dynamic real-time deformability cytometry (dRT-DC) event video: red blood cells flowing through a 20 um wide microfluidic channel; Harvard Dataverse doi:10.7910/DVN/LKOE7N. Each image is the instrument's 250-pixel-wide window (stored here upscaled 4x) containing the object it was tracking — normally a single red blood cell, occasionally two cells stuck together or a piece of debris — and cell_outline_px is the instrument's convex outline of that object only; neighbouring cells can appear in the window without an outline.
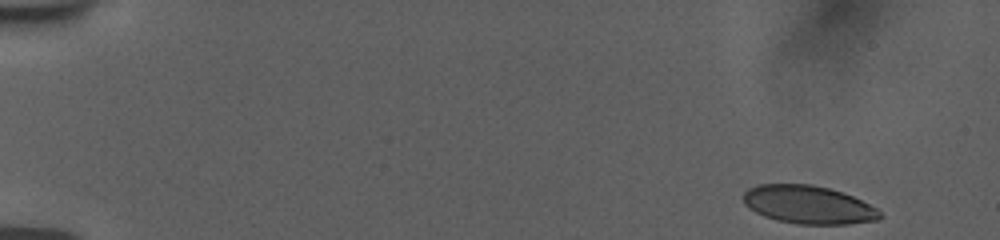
{"species": "human", "species_latin": "Homo sapiens", "temperature_condition": "room temperature", "stored_images_in_passage": 52, "camera_frame_rate_fps": 3000, "um_per_image_px": 0.085, "donor": {"sex": "female"}, "frame": {"image": 1, "passage_image": 1, "time_ms": 0.0, "image_size_px": [1000, 240], "cell_outline_px": [[884, 216], [880, 220], [848, 224], [796, 224], [764, 216], [756, 212], [744, 204], [744, 192], [748, 188], [756, 184], [812, 184], [828, 188], [852, 196], [876, 208]], "centroid_in_image_um": [68.72, 17.4], "position_along_channel_um": 16.3, "area_um2": 30.29}}
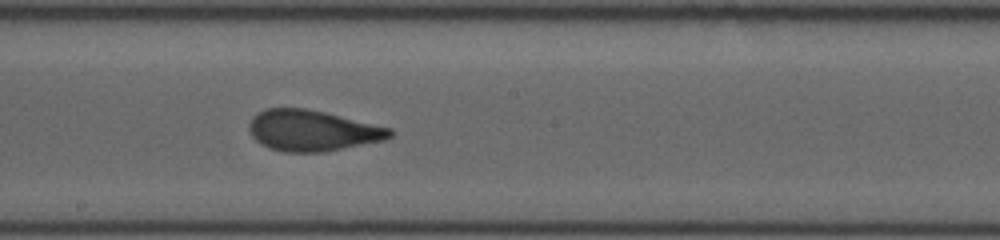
{"frame": {"image": 2, "passage_image": 29, "time_ms": 9.333, "image_size_px": [1000, 240], "cell_outline_px": [[392, 136], [384, 140], [320, 152], [284, 152], [268, 148], [260, 144], [252, 136], [248, 128], [248, 124], [252, 116], [264, 108], [304, 108], [324, 112], [392, 128]], "centroid_in_image_um": [26.49, 11.09], "position_along_channel_um": 221.7, "area_um2": 33.47}}
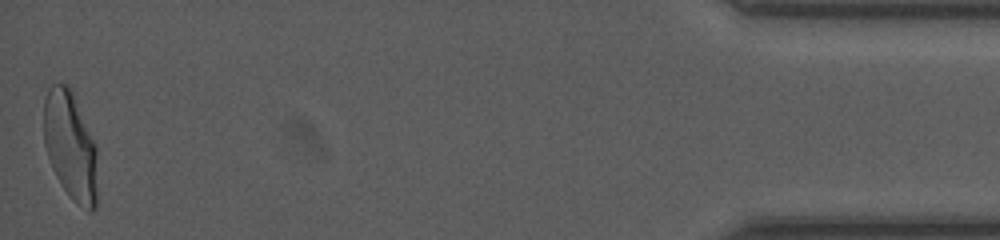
{"frame": {"image": 3, "passage_image": 52, "time_ms": 17.0, "image_size_px": [1000, 240], "cell_outline_px": [[96, 208], [92, 212], [88, 212], [68, 196], [56, 176], [52, 168], [44, 144], [44, 100], [48, 88], [52, 84], [68, 84], [72, 88], [96, 148]], "centroid_in_image_um": [5.97, 12.39], "position_along_channel_um": 429.2, "area_um2": 33.93}, "authors_computed_cell_mechanics": {"area_um2": 33.0616, "velocity_mm_per_s": 3.7596, "shape_relaxation_time_tau1_ms": 9.9645, "shape_relaxation_time_tau2_ms": 0.894, "deformation_change_tau1": 0.268, "deformation_change_tau2": 0.0694}}